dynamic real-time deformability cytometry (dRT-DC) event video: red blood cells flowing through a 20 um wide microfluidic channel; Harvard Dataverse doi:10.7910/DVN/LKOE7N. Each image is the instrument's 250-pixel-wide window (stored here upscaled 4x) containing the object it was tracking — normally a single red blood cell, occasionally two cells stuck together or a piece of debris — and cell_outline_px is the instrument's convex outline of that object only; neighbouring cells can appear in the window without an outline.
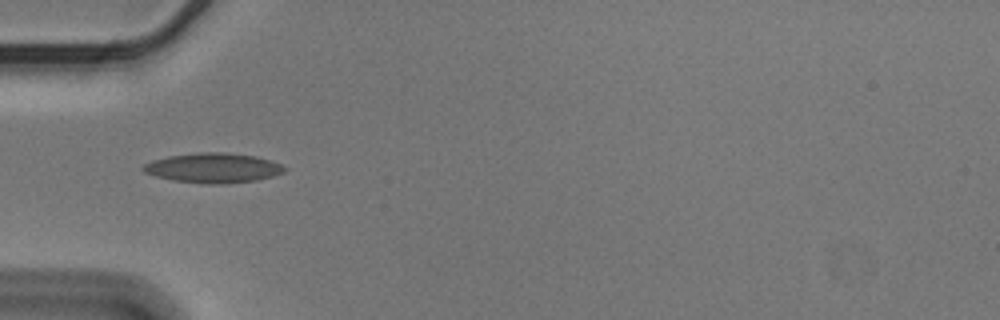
{"species": "Egyptian fruit bat (a non-hibernating species)", "species_latin": "Rousettus aegyptiacus", "temperature_condition": "cold", "stored_images_in_passage": 39, "camera_frame_rate_fps": 3000, "um_per_image_px": 0.085, "animal": {"sex": "male"}, "frame": {"image": 1, "passage_image": 1, "time_ms": 0.0, "image_size_px": [1000, 320], "cell_outline_px": [[288, 168], [284, 172], [272, 176], [256, 180], [224, 184], [208, 184], [172, 180], [156, 176], [144, 172], [140, 168], [144, 164], [152, 160], [168, 156], [196, 152], [228, 152], [256, 156], [280, 164]], "centroid_in_image_um": [18.1, 14.27], "position_along_channel_um": 66.9, "area_um2": 24.62}}
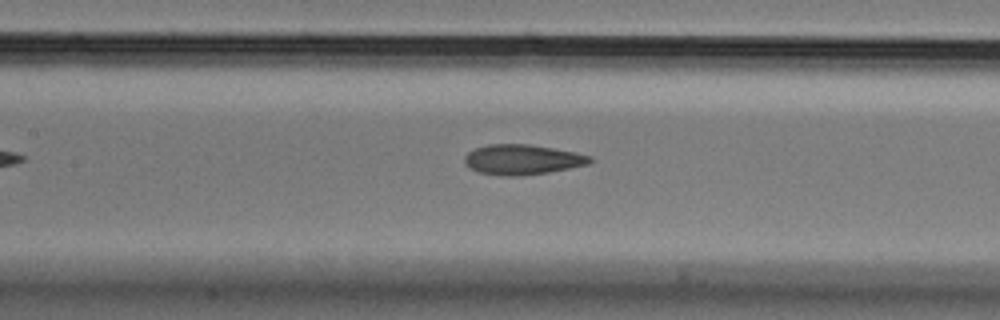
{"frame": {"image": 2, "passage_image": 9, "time_ms": 2.667, "image_size_px": [1000, 320], "cell_outline_px": [[592, 160], [588, 164], [548, 172], [520, 176], [500, 176], [480, 172], [468, 168], [464, 164], [464, 156], [468, 152], [476, 148], [488, 144], [528, 144], [576, 152], [592, 156]], "centroid_in_image_um": [44.36, 13.56], "position_along_channel_um": 163.0, "area_um2": 22.02}}
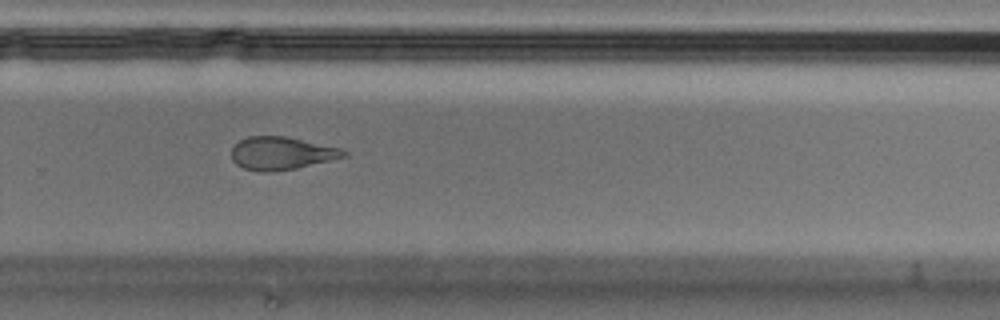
{"frame": {"image": 3, "passage_image": 21, "time_ms": 6.667, "image_size_px": [1000, 320], "cell_outline_px": [[348, 156], [296, 168], [268, 172], [260, 172], [244, 168], [236, 164], [232, 160], [232, 148], [240, 140], [248, 136], [284, 136], [340, 148], [348, 152]], "centroid_in_image_um": [23.91, 13.03], "position_along_channel_um": 305.9, "area_um2": 21.33}, "authors_computed_cell_mechanics": {"area_um2": 22.4264, "velocity_mm_per_s": 3.5814, "shape_relaxation_time_tau1_ms": null, "shape_relaxation_time_tau2_ms": 2.8435, "deformation_change_tau1": null, "deformation_change_tau2": 0.0918}}